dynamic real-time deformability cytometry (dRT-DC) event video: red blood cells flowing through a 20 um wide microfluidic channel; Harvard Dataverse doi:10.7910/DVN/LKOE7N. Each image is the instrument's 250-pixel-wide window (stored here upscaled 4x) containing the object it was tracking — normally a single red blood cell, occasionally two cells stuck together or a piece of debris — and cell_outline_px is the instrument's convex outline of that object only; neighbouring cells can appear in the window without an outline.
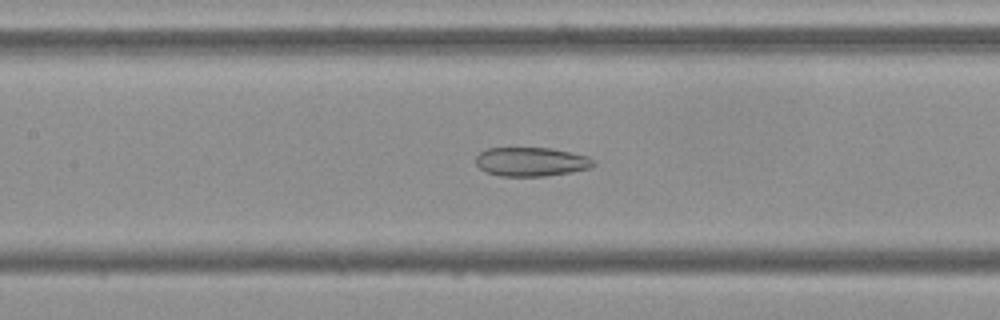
{"species": "Egyptian fruit bat (a non-hibernating species)", "species_latin": "Rousettus aegyptiacus", "temperature_condition": "cold", "stored_images_in_passage": 54, "camera_frame_rate_fps": 3000, "um_per_image_px": 0.085, "frame": {"image": 1, "passage_image": 24, "time_ms": 7.667, "image_size_px": [1000, 320], "cell_outline_px": [[596, 164], [592, 168], [572, 172], [544, 176], [500, 176], [488, 172], [480, 168], [476, 164], [476, 156], [480, 152], [488, 148], [552, 148], [588, 156], [596, 160]], "centroid_in_image_um": [45.2, 13.75], "position_along_channel_um": 162.2, "area_um2": 20.0}}
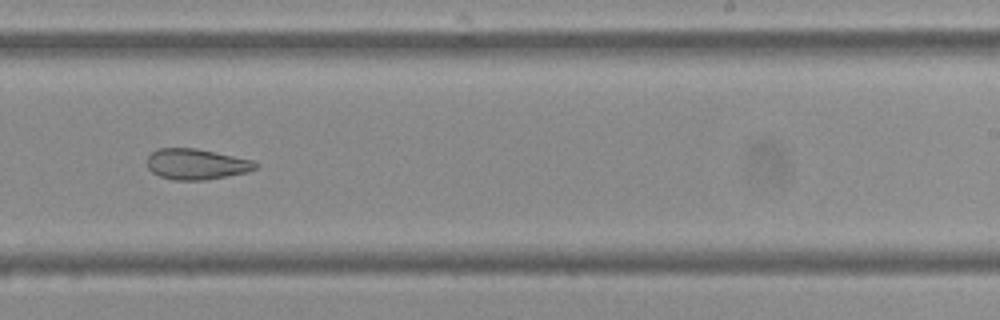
{"frame": {"image": 2, "passage_image": 33, "time_ms": 10.667, "image_size_px": [1000, 320], "cell_outline_px": [[260, 164], [256, 168], [248, 172], [204, 180], [172, 180], [160, 176], [152, 172], [148, 168], [148, 156], [152, 152], [160, 148], [196, 148], [252, 160]], "centroid_in_image_um": [16.7, 13.95], "position_along_channel_um": 272.3, "area_um2": 19.31}}
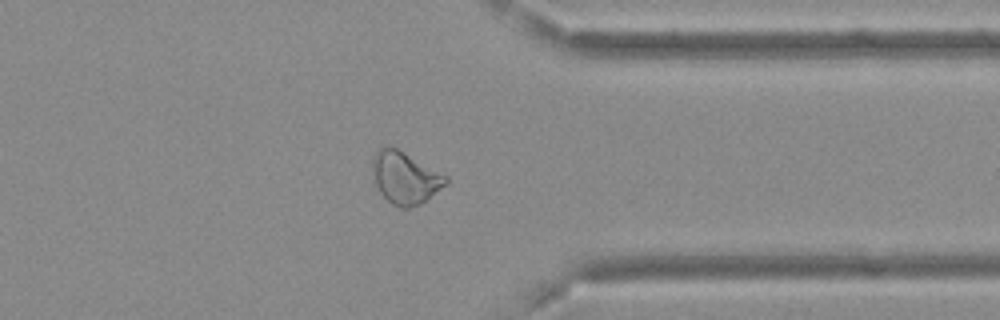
{"frame": {"image": 3, "passage_image": 42, "time_ms": 13.667, "image_size_px": [1000, 320], "cell_outline_px": [[448, 184], [420, 204], [408, 208], [400, 208], [392, 204], [380, 192], [376, 184], [372, 172], [372, 156], [380, 148], [396, 148], [404, 152], [448, 176]], "centroid_in_image_um": [34.45, 15.12], "position_along_channel_um": 377.0, "area_um2": 22.08}, "authors_computed_cell_mechanics": {"area_um2": 24.4205, "velocity_mm_per_s": 3.6818, "shape_relaxation_time_tau1_ms": null, "shape_relaxation_time_tau2_ms": 4.8747, "deformation_change_tau1": null, "deformation_change_tau2": 0.1252}}